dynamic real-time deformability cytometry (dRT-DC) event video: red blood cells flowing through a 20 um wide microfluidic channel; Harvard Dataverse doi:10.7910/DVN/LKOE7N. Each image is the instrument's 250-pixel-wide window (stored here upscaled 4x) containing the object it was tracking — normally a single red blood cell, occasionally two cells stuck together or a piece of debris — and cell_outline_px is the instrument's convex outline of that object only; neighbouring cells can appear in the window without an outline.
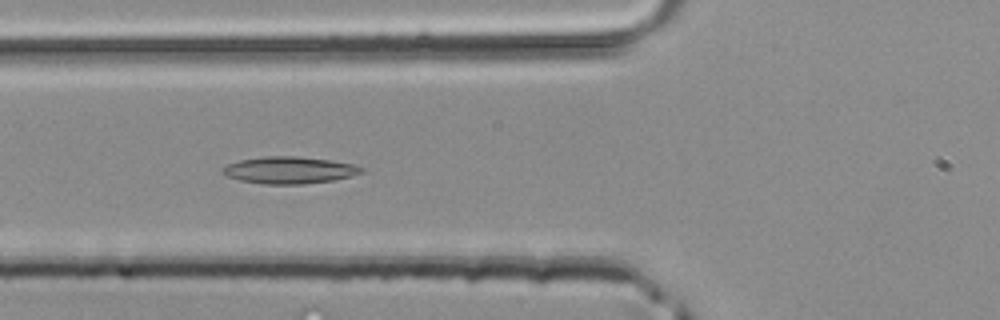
{"species": "common noctule bat (a hibernating species)", "species_latin": "Nyctalus noctula", "temperature_condition": "room temperature", "stored_images_in_passage": 39, "camera_frame_rate_fps": 3000, "um_per_image_px": 0.085, "animal": {"sex": "male", "body_mass_g": 20.4}, "frame": {"image": 1, "passage_image": 12, "time_ms": 3.667, "image_size_px": [1000, 320], "cell_outline_px": [[364, 172], [332, 180], [304, 184], [264, 184], [240, 180], [224, 176], [220, 172], [220, 168], [228, 164], [240, 160], [264, 156], [296, 156], [328, 160], [352, 164], [364, 168]], "centroid_in_image_um": [24.51, 14.46], "position_along_channel_um": 101.3, "area_um2": 21.73}}
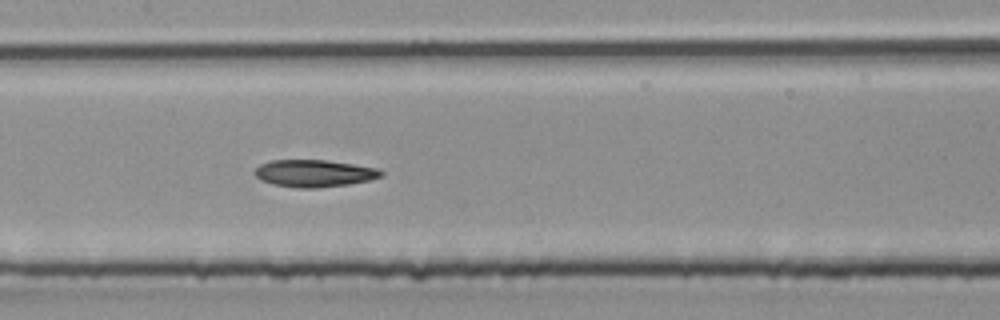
{"frame": {"image": 2, "passage_image": 17, "time_ms": 5.333, "image_size_px": [1000, 320], "cell_outline_px": [[384, 176], [368, 180], [348, 184], [316, 188], [300, 188], [272, 184], [256, 176], [252, 172], [260, 164], [272, 160], [328, 160], [376, 168], [384, 172]], "centroid_in_image_um": [26.7, 14.73], "position_along_channel_um": 180.7, "area_um2": 19.88}}
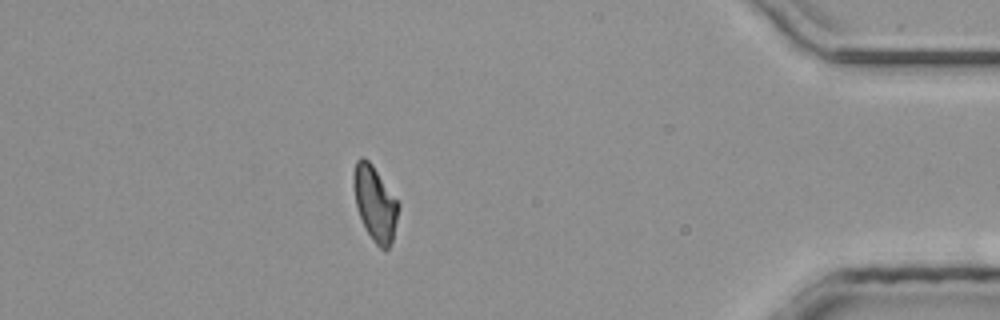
{"frame": {"image": 3, "passage_image": 34, "time_ms": 11.0, "image_size_px": [1000, 320], "cell_outline_px": [[400, 204], [392, 240], [388, 248], [380, 248], [372, 240], [360, 216], [356, 204], [352, 184], [352, 176], [356, 160], [360, 156], [364, 156], [372, 164]], "centroid_in_image_um": [31.85, 17.23], "position_along_channel_um": 403.3, "area_um2": 19.36}}